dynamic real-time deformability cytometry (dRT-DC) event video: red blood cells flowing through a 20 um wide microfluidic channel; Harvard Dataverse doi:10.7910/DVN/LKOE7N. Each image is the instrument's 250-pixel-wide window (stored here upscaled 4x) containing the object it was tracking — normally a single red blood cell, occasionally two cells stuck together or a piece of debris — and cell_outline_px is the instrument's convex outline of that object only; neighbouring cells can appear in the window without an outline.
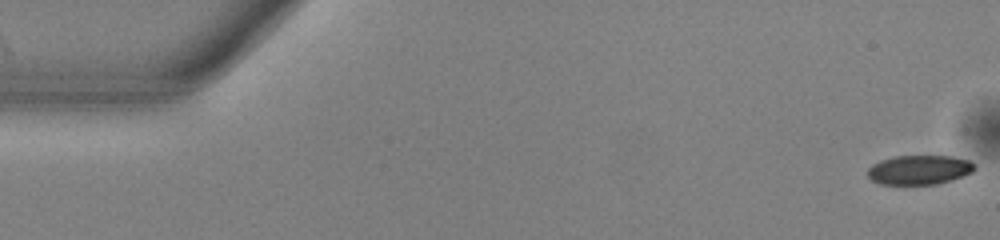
{"species": "common noctule bat (a hibernating species)", "species_latin": "Nyctalus noctula", "temperature_condition": "warm", "stored_images_in_passage": 52, "camera_frame_rate_fps": 3000, "um_per_image_px": 0.085, "animal": {"sex": "male", "body_mass_g": 13.0, "forearm_length_mm": 53.1}, "frame": {"image": 1, "passage_image": 1, "time_ms": 0.0, "image_size_px": [1000, 240], "cell_outline_px": [[976, 168], [972, 172], [964, 176], [952, 180], [936, 184], [880, 184], [872, 180], [868, 176], [868, 168], [872, 164], [880, 160], [892, 156], [952, 156], [968, 160]], "centroid_in_image_um": [78.12, 14.43], "position_along_channel_um": 6.9, "area_um2": 18.32}}
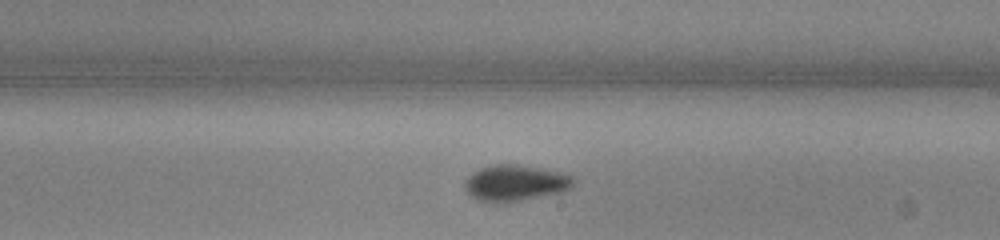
{"frame": {"image": 2, "passage_image": 30, "time_ms": 9.667, "image_size_px": [1000, 240], "cell_outline_px": [[572, 184], [568, 188], [560, 192], [520, 200], [480, 200], [472, 196], [464, 188], [464, 180], [472, 172], [488, 164], [516, 164], [544, 168], [560, 172], [572, 176]], "centroid_in_image_um": [43.76, 15.49], "position_along_channel_um": 245.2, "area_um2": 22.25}}
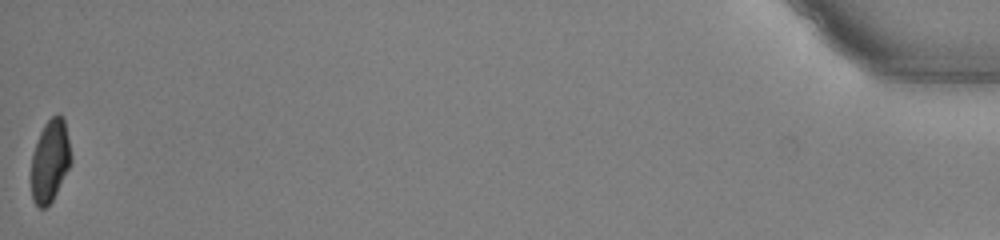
{"frame": {"image": 3, "passage_image": 52, "time_ms": 17.0, "image_size_px": [1000, 240], "cell_outline_px": [[72, 160], [52, 200], [44, 208], [40, 208], [32, 200], [32, 156], [40, 132], [44, 124], [56, 112], [60, 112], [64, 120], [72, 156]], "centroid_in_image_um": [4.26, 13.62], "position_along_channel_um": 430.9, "area_um2": 18.79}, "authors_computed_cell_mechanics": {"area_um2": 20.4612, "velocity_mm_per_s": 3.9609, "shape_relaxation_time_tau1_ms": 3.6831, "shape_relaxation_time_tau2_ms": 2.6239, "deformation_change_tau1": 0.1253, "deformation_change_tau2": 0.0652}}